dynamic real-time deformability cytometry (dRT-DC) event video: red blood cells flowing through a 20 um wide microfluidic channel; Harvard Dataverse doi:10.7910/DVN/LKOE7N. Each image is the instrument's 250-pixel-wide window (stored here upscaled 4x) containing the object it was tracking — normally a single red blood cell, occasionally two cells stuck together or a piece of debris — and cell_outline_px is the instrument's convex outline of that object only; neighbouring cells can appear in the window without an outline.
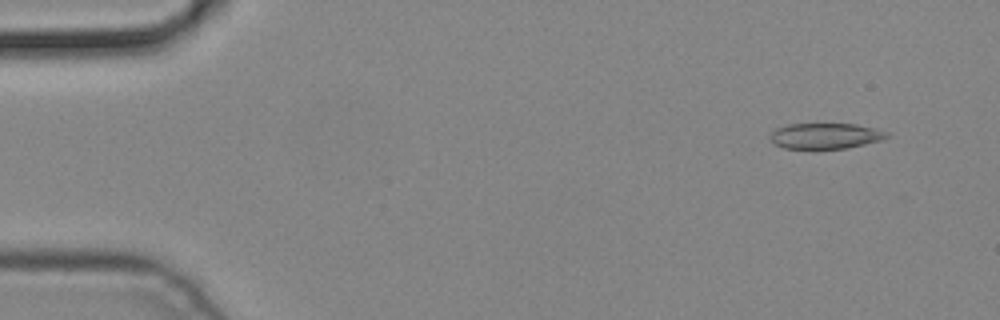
{"species": "common noctule bat (a hibernating species)", "species_latin": "Nyctalus noctula", "temperature_condition": "cold", "stored_images_in_passage": 5, "camera_frame_rate_fps": 3000, "um_per_image_px": 0.085, "animal": {"sex": "male", "body_mass_g": 19.2, "forearm_length_mm": 51.8}, "frame": {"image": 1, "passage_image": 1, "time_ms": 0.0, "image_size_px": [1000, 320], "cell_outline_px": [[888, 136], [880, 140], [864, 144], [844, 148], [812, 152], [784, 148], [776, 144], [768, 136], [776, 128], [788, 124], [856, 124], [876, 128], [888, 132]], "centroid_in_image_um": [70.1, 11.59], "position_along_channel_um": 14.9, "area_um2": 18.09}}